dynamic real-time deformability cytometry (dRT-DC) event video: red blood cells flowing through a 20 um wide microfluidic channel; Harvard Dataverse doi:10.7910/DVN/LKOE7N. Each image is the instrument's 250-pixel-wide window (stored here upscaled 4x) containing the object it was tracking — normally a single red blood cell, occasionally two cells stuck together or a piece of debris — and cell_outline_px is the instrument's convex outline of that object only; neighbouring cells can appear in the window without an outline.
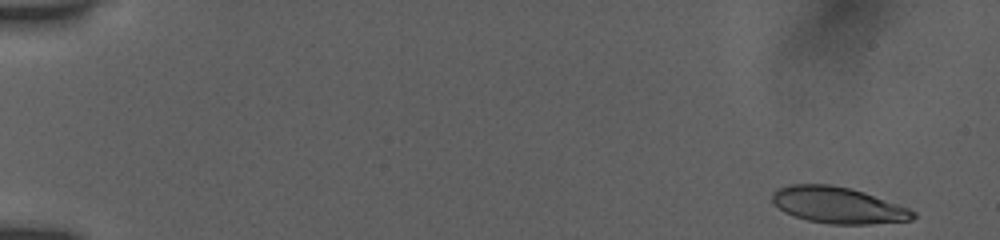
{"species": "human", "species_latin": "Homo sapiens", "temperature_condition": "room temperature", "stored_images_in_passage": 12, "camera_frame_rate_fps": 3000, "um_per_image_px": 0.085, "donor": {"sex": "female"}, "frame": {"image": 1, "passage_image": 1, "time_ms": 0.0, "image_size_px": [1000, 240], "cell_outline_px": [[916, 216], [912, 220], [868, 224], [828, 224], [808, 220], [784, 212], [772, 200], [772, 192], [788, 184], [832, 184], [852, 188], [864, 192], [908, 208], [916, 212]], "centroid_in_image_um": [71.24, 17.43], "position_along_channel_um": 13.8, "area_um2": 29.71}}
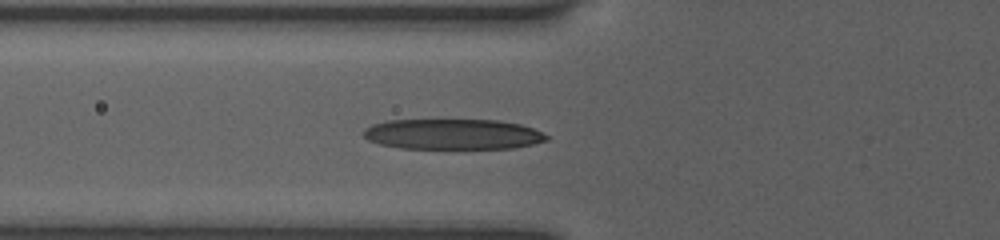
{"frame": {"image": 2, "passage_image": 9, "time_ms": 6.0, "image_size_px": [1000, 240], "cell_outline_px": [[548, 140], [532, 144], [512, 148], [400, 148], [380, 144], [368, 140], [364, 136], [364, 128], [372, 124], [388, 120], [500, 120], [520, 124], [532, 128], [548, 136]], "centroid_in_image_um": [38.47, 11.4], "position_along_channel_um": 87.3, "area_um2": 32.37}}
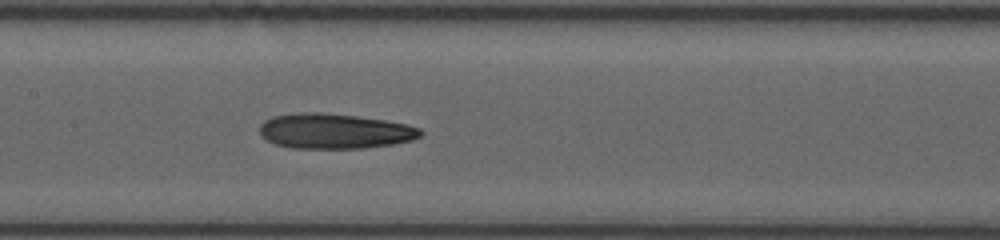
{"frame": {"image": 3, "passage_image": 12, "time_ms": 8.333, "image_size_px": [1000, 240], "cell_outline_px": [[424, 132], [420, 136], [412, 140], [392, 144], [364, 148], [292, 148], [276, 144], [260, 136], [260, 124], [264, 120], [272, 116], [300, 112], [320, 112], [356, 116], [384, 120], [408, 124], [420, 128]], "centroid_in_image_um": [28.43, 11.14], "position_along_channel_um": 179.0, "area_um2": 33.0}}